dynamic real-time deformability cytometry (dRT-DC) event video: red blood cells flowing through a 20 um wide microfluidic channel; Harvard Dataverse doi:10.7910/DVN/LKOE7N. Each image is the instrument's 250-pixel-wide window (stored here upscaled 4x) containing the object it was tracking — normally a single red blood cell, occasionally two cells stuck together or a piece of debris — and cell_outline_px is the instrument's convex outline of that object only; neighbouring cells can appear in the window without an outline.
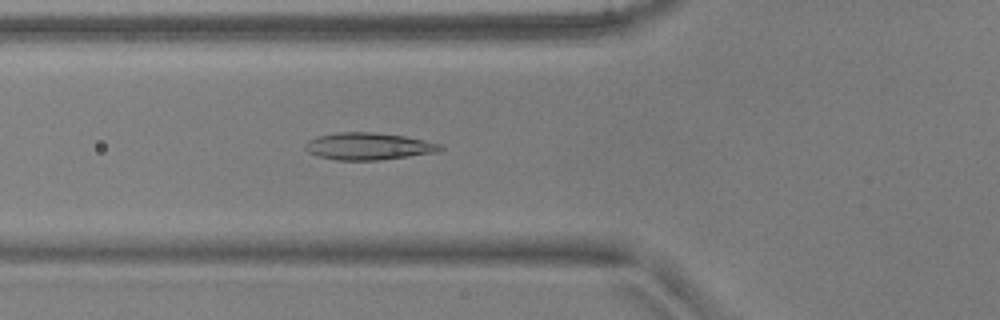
{"species": "common noctule bat (a hibernating species)", "species_latin": "Nyctalus noctula", "temperature_condition": "warm", "stored_images_in_passage": 52, "camera_frame_rate_fps": 3000, "um_per_image_px": 0.085, "animal": {"sex": "male", "body_mass_g": 17.9, "forearm_length_mm": 54.2}, "frame": {"image": 1, "passage_image": 19, "time_ms": 6.0, "image_size_px": [1000, 320], "cell_outline_px": [[444, 148], [440, 152], [380, 160], [336, 160], [320, 156], [308, 152], [304, 148], [304, 144], [308, 140], [316, 136], [336, 132], [372, 132], [404, 136], [444, 144]], "centroid_in_image_um": [31.34, 12.43], "position_along_channel_um": 94.5, "area_um2": 21.56}}
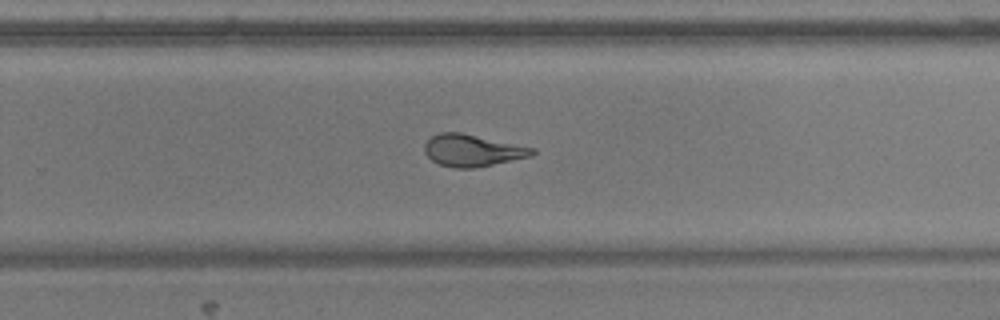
{"frame": {"image": 2, "passage_image": 34, "time_ms": 11.0, "image_size_px": [1000, 320], "cell_outline_px": [[536, 152], [532, 156], [476, 168], [452, 168], [440, 164], [432, 160], [424, 152], [424, 144], [432, 136], [440, 132], [460, 132], [536, 148]], "centroid_in_image_um": [40.17, 12.79], "position_along_channel_um": 289.6, "area_um2": 20.11}}
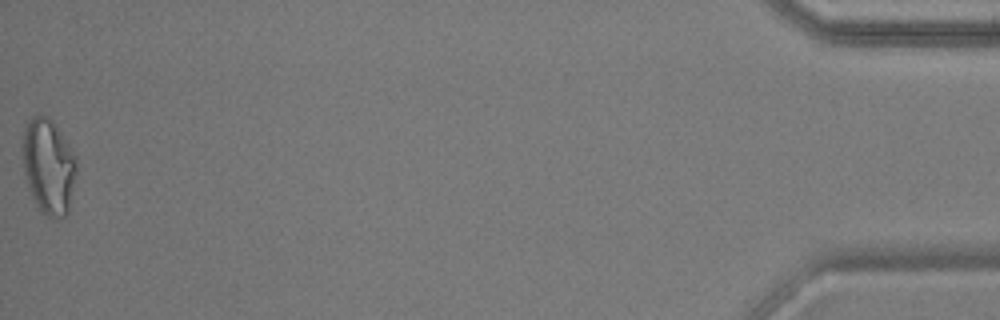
{"frame": {"image": 3, "passage_image": 52, "time_ms": 17.0, "image_size_px": [1000, 320], "cell_outline_px": [[76, 172], [68, 212], [60, 220], [56, 220], [40, 212], [36, 208], [28, 188], [24, 172], [20, 148], [24, 128], [32, 116], [36, 112], [48, 116], [52, 120], [76, 156]], "centroid_in_image_um": [4.08, 14.14], "position_along_channel_um": 431.1, "area_um2": 30.69}, "authors_computed_cell_mechanics": {"area_um2": 21.8484, "velocity_mm_per_s": 3.9008, "shape_relaxation_time_tau1_ms": 9.7627, "shape_relaxation_time_tau2_ms": 1.2407, "deformation_change_tau1": 0.27, "deformation_change_tau2": 0.071}}